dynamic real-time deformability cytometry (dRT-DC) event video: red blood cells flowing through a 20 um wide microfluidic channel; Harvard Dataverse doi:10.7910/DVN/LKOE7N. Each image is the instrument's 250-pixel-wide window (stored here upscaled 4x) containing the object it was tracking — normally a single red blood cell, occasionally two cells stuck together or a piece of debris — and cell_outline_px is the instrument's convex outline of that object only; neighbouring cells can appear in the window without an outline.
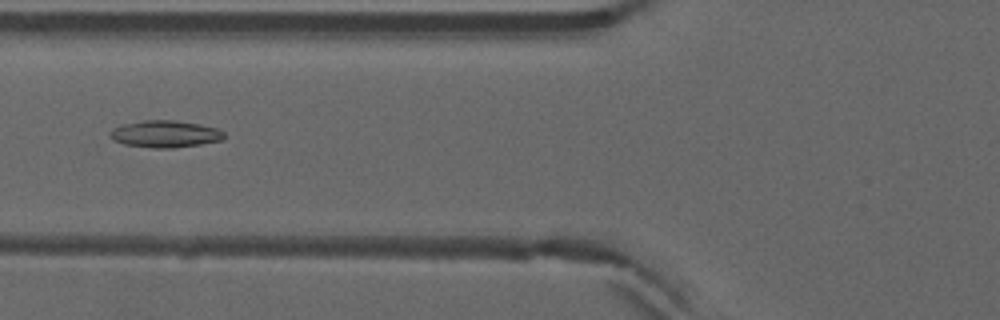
{"species": "common noctule bat (a hibernating species)", "species_latin": "Nyctalus noctula", "temperature_condition": "warm", "stored_images_in_passage": 51, "camera_frame_rate_fps": 3000, "um_per_image_px": 0.085, "animal": {"sex": "male", "forearm_length_mm": 52.5}, "frame": {"image": 1, "passage_image": 19, "time_ms": 6.0, "image_size_px": [1000, 320], "cell_outline_px": [[224, 140], [200, 144], [172, 148], [152, 148], [124, 144], [112, 140], [108, 136], [112, 128], [120, 124], [140, 120], [176, 120], [200, 124], [216, 128], [224, 132]], "centroid_in_image_um": [13.99, 11.38], "position_along_channel_um": 111.8, "area_um2": 18.21}}
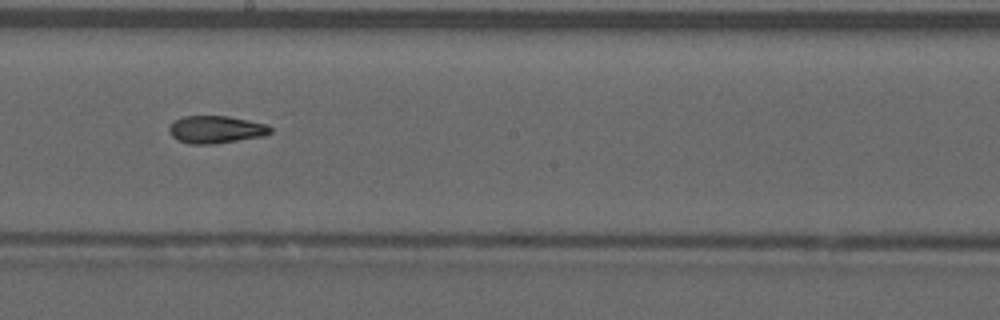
{"frame": {"image": 2, "passage_image": 28, "time_ms": 9.0, "image_size_px": [1000, 320], "cell_outline_px": [[272, 132], [264, 136], [212, 144], [188, 144], [176, 140], [168, 132], [168, 128], [172, 120], [184, 116], [228, 116], [268, 124], [272, 128]], "centroid_in_image_um": [18.32, 11.0], "position_along_channel_um": 229.9, "area_um2": 16.47}}
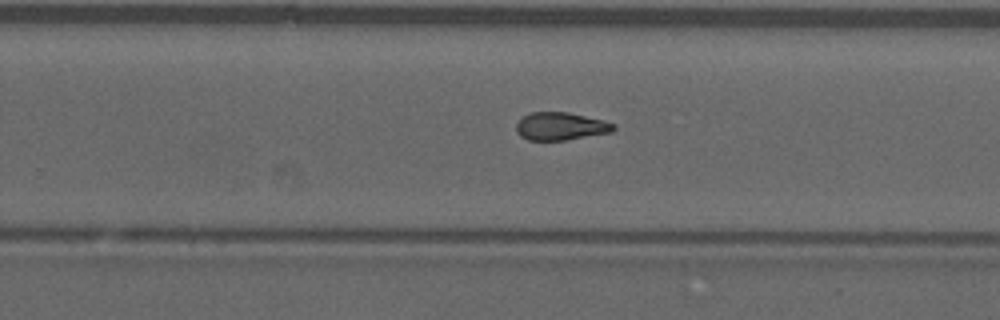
{"frame": {"image": 3, "passage_image": 32, "time_ms": 10.333, "image_size_px": [1000, 320], "cell_outline_px": [[616, 128], [612, 132], [564, 140], [528, 140], [520, 136], [516, 132], [516, 124], [524, 116], [532, 112], [568, 112], [604, 120], [616, 124]], "centroid_in_image_um": [47.67, 10.73], "position_along_channel_um": 282.1, "area_um2": 15.78}, "authors_computed_cell_mechanics": {"area_um2": 16.473, "velocity_mm_per_s": 3.944, "shape_relaxation_time_tau1_ms": null, "shape_relaxation_time_tau2_ms": 2.9229, "deformation_change_tau1": null, "deformation_change_tau2": 0.1025}}